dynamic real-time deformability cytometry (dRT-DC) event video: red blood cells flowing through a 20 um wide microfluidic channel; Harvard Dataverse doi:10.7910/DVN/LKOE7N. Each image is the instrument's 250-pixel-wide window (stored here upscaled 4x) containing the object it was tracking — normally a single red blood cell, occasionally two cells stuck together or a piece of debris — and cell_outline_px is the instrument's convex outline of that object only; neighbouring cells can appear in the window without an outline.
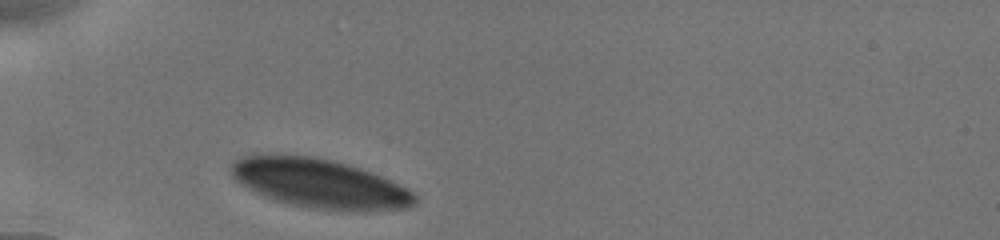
{"species": "human", "species_latin": "Homo sapiens", "temperature_condition": "cold", "stored_images_in_passage": 3, "camera_frame_rate_fps": 3000, "um_per_image_px": 0.085, "donor": {"sex": "male"}, "frame": {"image": 1, "passage_image": 1, "time_ms": 0.0, "image_size_px": [1000, 240], "cell_outline_px": [[416, 204], [408, 208], [360, 212], [308, 208], [276, 200], [264, 196], [240, 184], [232, 176], [228, 168], [232, 160], [252, 152], [276, 152], [312, 156], [332, 160], [360, 168], [372, 172], [412, 192], [416, 196]], "centroid_in_image_um": [27.05, 15.56], "position_along_channel_um": 57.9, "area_um2": 53.64}}
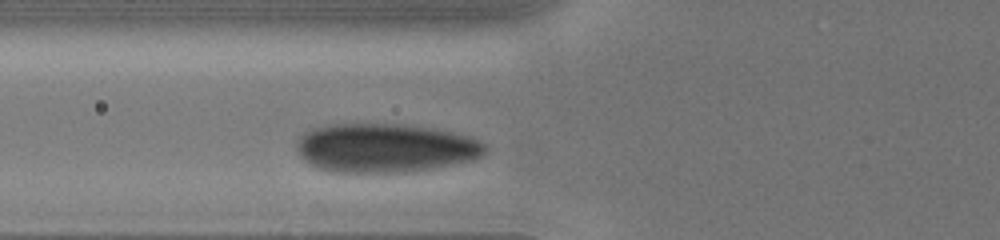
{"frame": {"image": 2, "passage_image": 3, "time_ms": 1.333, "image_size_px": [1000, 240], "cell_outline_px": [[488, 148], [480, 156], [472, 160], [436, 168], [404, 172], [332, 172], [316, 168], [304, 160], [300, 156], [296, 148], [296, 140], [304, 132], [312, 128], [328, 124], [400, 124], [452, 132], [472, 136], [488, 144]], "centroid_in_image_um": [32.72, 12.58], "position_along_channel_um": 93.1, "area_um2": 54.1}}